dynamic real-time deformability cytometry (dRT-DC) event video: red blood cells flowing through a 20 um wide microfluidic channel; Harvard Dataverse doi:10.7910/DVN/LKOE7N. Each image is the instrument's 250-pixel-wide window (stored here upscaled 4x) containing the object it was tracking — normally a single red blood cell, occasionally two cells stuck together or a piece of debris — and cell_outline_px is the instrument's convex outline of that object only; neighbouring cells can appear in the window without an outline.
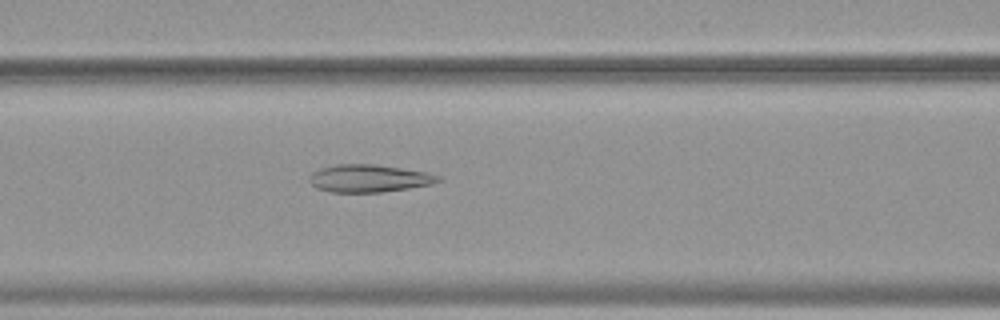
{"species": "common noctule bat (a hibernating species)", "species_latin": "Nyctalus noctula", "temperature_condition": "warm", "stored_images_in_passage": 51, "camera_frame_rate_fps": 3000, "um_per_image_px": 0.085, "animal": {"sex": "female", "body_mass_g": 19.9}, "frame": {"image": 1, "passage_image": 23, "time_ms": 7.333, "image_size_px": [1000, 320], "cell_outline_px": [[444, 180], [432, 184], [408, 188], [380, 192], [332, 192], [316, 188], [308, 180], [308, 176], [312, 172], [320, 168], [336, 164], [376, 164], [428, 172], [440, 176]], "centroid_in_image_um": [31.37, 15.15], "position_along_channel_um": 135.2, "area_um2": 20.87}}
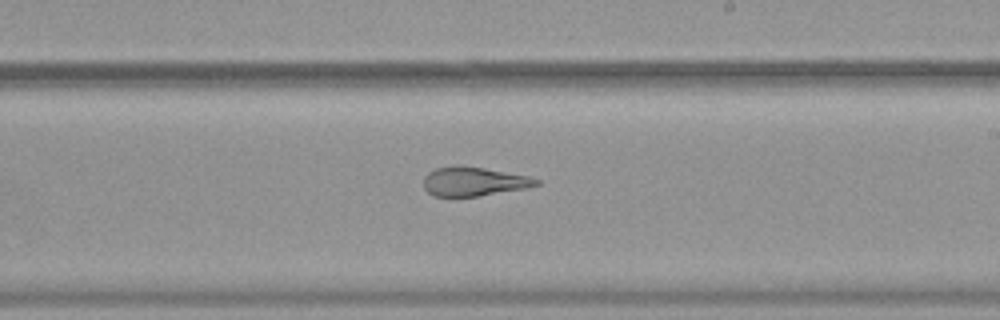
{"frame": {"image": 2, "passage_image": 32, "time_ms": 10.333, "image_size_px": [1000, 320], "cell_outline_px": [[540, 184], [524, 188], [480, 196], [432, 196], [424, 188], [424, 176], [428, 172], [436, 168], [456, 164], [484, 168], [528, 176], [540, 180]], "centroid_in_image_um": [40.23, 15.41], "position_along_channel_um": 248.8, "area_um2": 19.07}}
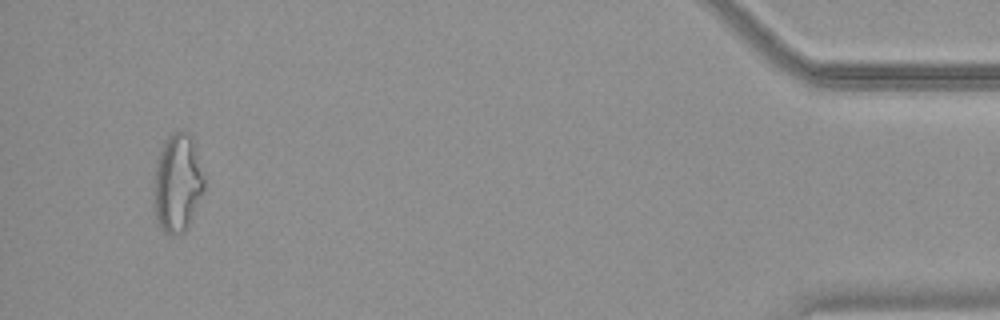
{"frame": {"image": 3, "passage_image": 51, "time_ms": 16.667, "image_size_px": [1000, 320], "cell_outline_px": [[204, 192], [188, 228], [184, 232], [172, 236], [164, 232], [160, 228], [156, 220], [152, 204], [152, 184], [156, 160], [160, 148], [164, 140], [172, 132], [188, 132], [192, 136], [204, 176]], "centroid_in_image_um": [15.04, 15.59], "position_along_channel_um": 420.2, "area_um2": 29.88}, "authors_computed_cell_mechanics": {"area_um2": 25.721, "velocity_mm_per_s": 3.8017, "shape_relaxation_time_tau1_ms": null, "shape_relaxation_time_tau2_ms": 2.3823, "deformation_change_tau1": null, "deformation_change_tau2": 0.1109}}